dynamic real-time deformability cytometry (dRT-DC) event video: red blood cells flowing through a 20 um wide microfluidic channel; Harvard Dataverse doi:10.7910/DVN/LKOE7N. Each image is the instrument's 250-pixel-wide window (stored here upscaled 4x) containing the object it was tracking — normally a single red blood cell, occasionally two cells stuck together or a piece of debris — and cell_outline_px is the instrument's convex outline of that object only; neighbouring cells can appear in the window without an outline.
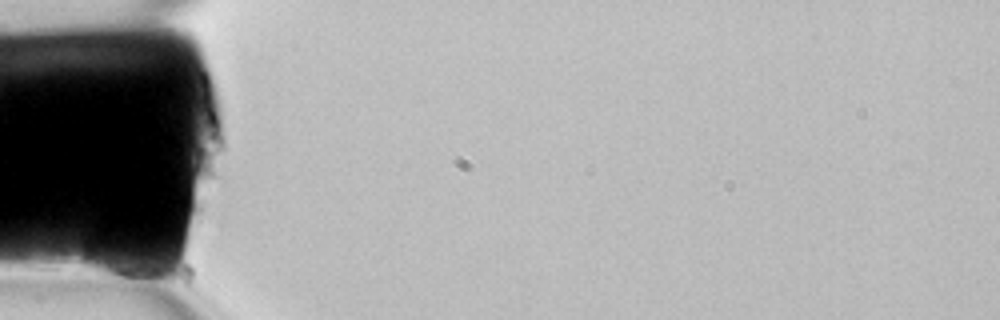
{"species": "common noctule bat (a hibernating species)", "species_latin": "Nyctalus noctula", "temperature_condition": "room temperature", "stored_images_in_passage": 6, "camera_frame_rate_fps": 3000, "um_per_image_px": 0.085, "animal": {"sex": "female", "body_mass_g": 22.7, "forearm_length_mm": 54.2}, "frame": {"image": 1, "passage_image": 1, "time_ms": 0.0, "image_size_px": [1000, 320], "cell_outline_px": [[156, 272], [140, 284], [88, 272], [84, 264], [84, 256], [88, 236], [92, 228], [96, 228], [104, 232], [132, 252], [152, 268]], "centroid_in_image_um": [9.68, 22.04], "position_along_channel_um": 75.3, "area_um2": 16.3}}